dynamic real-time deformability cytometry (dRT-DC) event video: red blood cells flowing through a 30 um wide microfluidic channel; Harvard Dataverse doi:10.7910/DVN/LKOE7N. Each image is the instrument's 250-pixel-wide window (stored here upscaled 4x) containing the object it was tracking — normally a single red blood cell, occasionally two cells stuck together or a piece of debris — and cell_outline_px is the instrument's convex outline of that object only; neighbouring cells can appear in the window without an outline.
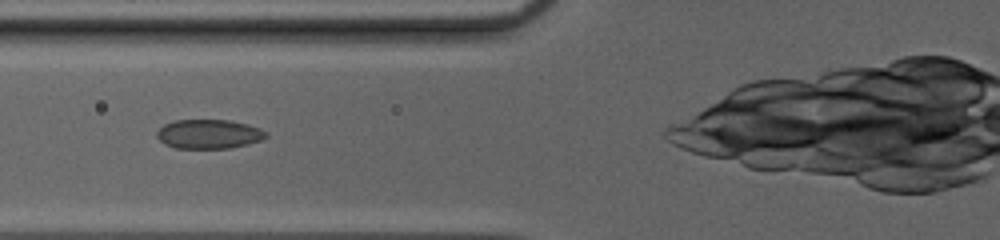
{"species": "common noctule bat (a hibernating species)", "species_latin": "Nyctalus noctula", "temperature_condition": "cold", "stored_images_in_passage": 33, "camera_frame_rate_fps": 3000, "um_per_image_px": 0.085, "animal": {"sex": "female", "body_mass_g": 20.0, "forearm_length_mm": 54.0}, "frame": {"image": 1, "passage_image": 4, "time_ms": 1.0, "image_size_px": [1000, 240], "cell_outline_px": [[268, 136], [260, 140], [248, 144], [228, 148], [176, 148], [164, 144], [156, 136], [156, 132], [164, 124], [172, 120], [228, 120], [248, 124], [260, 128]], "centroid_in_image_um": [17.72, 11.39], "position_along_channel_um": 108.1, "area_um2": 18.55}}
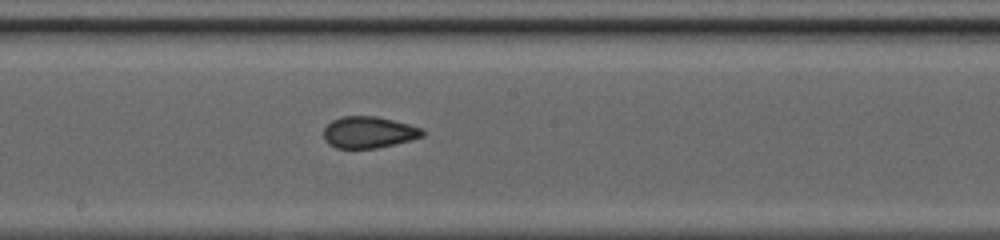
{"frame": {"image": 2, "passage_image": 12, "time_ms": 3.667, "image_size_px": [1000, 240], "cell_outline_px": [[424, 136], [412, 140], [376, 148], [336, 148], [328, 144], [324, 140], [324, 128], [332, 120], [340, 116], [376, 116], [408, 124], [420, 128], [424, 132]], "centroid_in_image_um": [31.31, 11.24], "position_along_channel_um": 216.9, "area_um2": 18.15}}
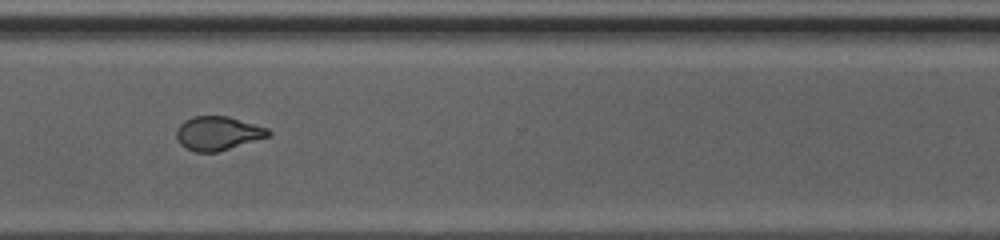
{"frame": {"image": 3, "passage_image": 22, "time_ms": 7.0, "image_size_px": [1000, 240], "cell_outline_px": [[272, 136], [216, 152], [196, 152], [184, 148], [180, 144], [176, 136], [176, 128], [184, 120], [192, 116], [228, 116], [268, 128], [272, 132]], "centroid_in_image_um": [18.52, 11.33], "position_along_channel_um": 352.1, "area_um2": 18.32}, "authors_computed_cell_mechanics": {"area_um2": 18.496, "velocity_mm_per_s": 4.0634, "shape_relaxation_time_tau1_ms": 8.1912, "shape_relaxation_time_tau2_ms": 1.2897, "deformation_change_tau1": 0.1565, "deformation_change_tau2": 0.0561}}